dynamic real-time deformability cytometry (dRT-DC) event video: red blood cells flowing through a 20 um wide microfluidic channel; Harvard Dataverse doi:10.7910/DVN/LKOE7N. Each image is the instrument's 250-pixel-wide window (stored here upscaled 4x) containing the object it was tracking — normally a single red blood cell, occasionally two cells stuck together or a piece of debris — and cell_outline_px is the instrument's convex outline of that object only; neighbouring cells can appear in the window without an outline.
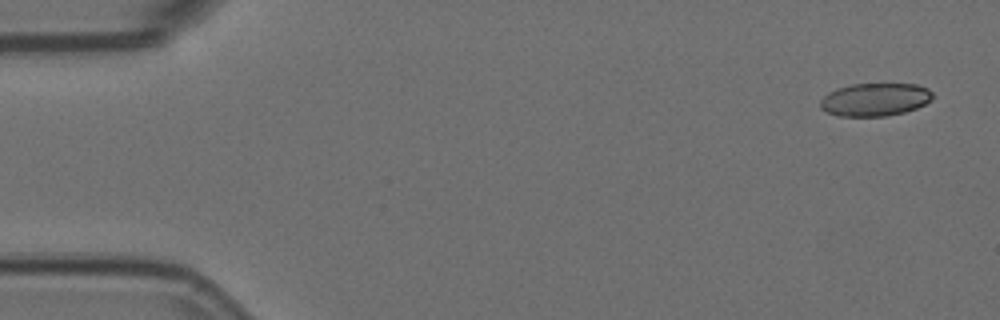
{"species": "Egyptian fruit bat (a non-hibernating species)", "species_latin": "Rousettus aegyptiacus", "temperature_condition": "room temperature", "stored_images_in_passage": 5, "camera_frame_rate_fps": 3000, "um_per_image_px": 0.085, "animal": {"sex": "female"}, "frame": {"image": 1, "passage_image": 1, "time_ms": 0.0, "image_size_px": [1000, 320], "cell_outline_px": [[932, 100], [916, 108], [904, 112], [884, 116], [836, 116], [820, 108], [820, 100], [828, 92], [836, 88], [852, 84], [916, 84], [928, 88], [932, 92]], "centroid_in_image_um": [74.36, 8.46], "position_along_channel_um": 10.6, "area_um2": 21.62}}
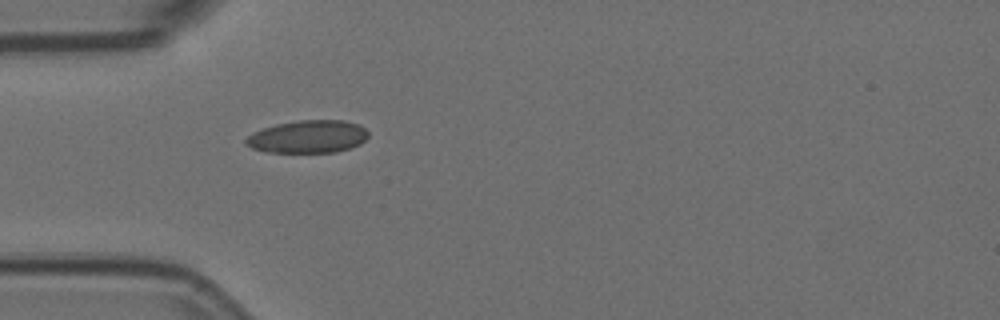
{"frame": {"image": 2, "passage_image": 5, "time_ms": 1.333, "image_size_px": [1000, 320], "cell_outline_px": [[368, 136], [360, 144], [352, 148], [336, 152], [264, 152], [252, 148], [244, 144], [244, 140], [252, 132], [276, 124], [300, 120], [344, 120], [360, 124], [368, 132]], "centroid_in_image_um": [26.18, 11.62], "position_along_channel_um": 58.8, "area_um2": 23.52}}